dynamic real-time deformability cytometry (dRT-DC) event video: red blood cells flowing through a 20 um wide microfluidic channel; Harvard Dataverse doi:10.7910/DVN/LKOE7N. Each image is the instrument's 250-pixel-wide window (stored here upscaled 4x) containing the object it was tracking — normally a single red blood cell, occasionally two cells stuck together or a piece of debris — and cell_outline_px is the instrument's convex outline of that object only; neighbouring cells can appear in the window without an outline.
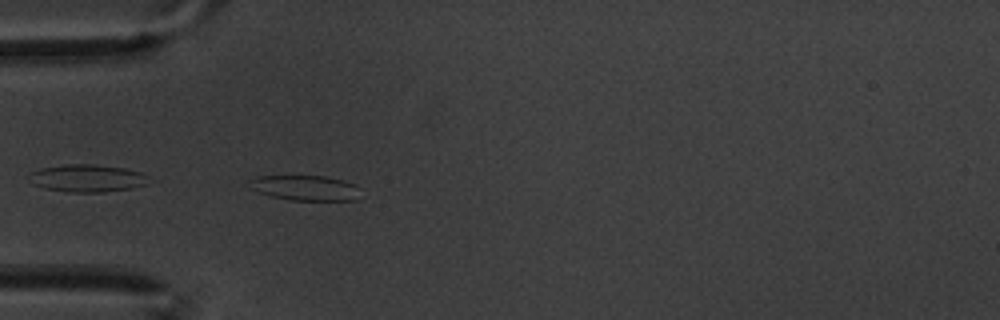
{"species": "common noctule bat (a hibernating species)", "species_latin": "Nyctalus noctula", "temperature_condition": "warm", "stored_images_in_passage": 5, "camera_frame_rate_fps": 3000, "um_per_image_px": 0.085, "animal": {"sex": "male", "body_mass_g": 20.1, "forearm_length_mm": 53.5}, "frame": {"image": 1, "passage_image": 2, "time_ms": 0.333, "image_size_px": [1000, 320], "cell_outline_px": [[360, 188], [356, 200], [292, 200], [272, 196], [248, 188], [244, 184], [248, 180], [256, 176], [324, 176], [344, 180], [356, 184]], "centroid_in_image_um": [25.9, 15.96], "position_along_channel_um": 59.1, "area_um2": 16.47}}